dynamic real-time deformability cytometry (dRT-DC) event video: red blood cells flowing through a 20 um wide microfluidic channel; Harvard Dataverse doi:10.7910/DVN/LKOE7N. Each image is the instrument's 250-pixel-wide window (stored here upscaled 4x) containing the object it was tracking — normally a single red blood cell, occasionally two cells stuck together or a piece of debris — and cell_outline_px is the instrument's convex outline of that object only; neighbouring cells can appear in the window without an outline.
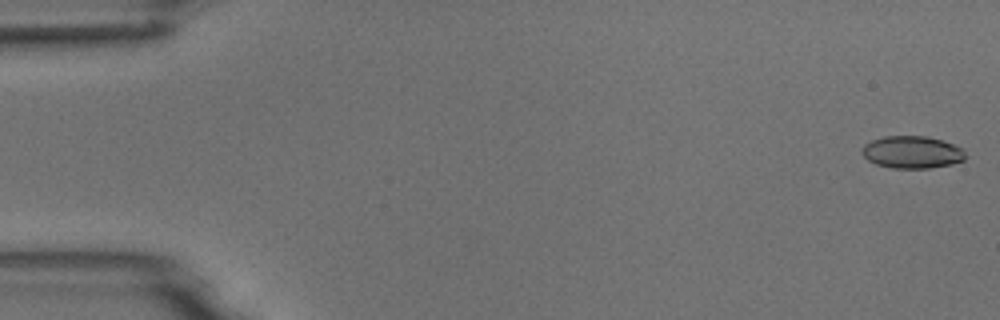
{"species": "common noctule bat (a hibernating species)", "species_latin": "Nyctalus noctula", "temperature_condition": "room temperature", "stored_images_in_passage": 6, "camera_frame_rate_fps": 3000, "um_per_image_px": 0.085, "animal": {"sex": "male", "body_mass_g": 18.8}, "frame": {"image": 1, "passage_image": 1, "time_ms": 0.0, "image_size_px": [1000, 320], "cell_outline_px": [[964, 160], [952, 164], [928, 168], [892, 168], [876, 164], [868, 160], [860, 152], [860, 148], [864, 144], [872, 140], [884, 136], [928, 136], [964, 148]], "centroid_in_image_um": [77.49, 12.93], "position_along_channel_um": 7.5, "area_um2": 19.54}}
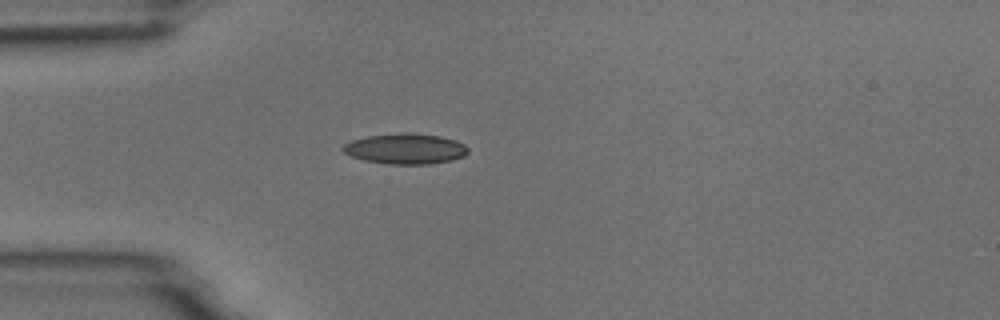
{"frame": {"image": 2, "passage_image": 5, "time_ms": 4.667, "image_size_px": [1000, 320], "cell_outline_px": [[468, 152], [464, 156], [452, 160], [432, 164], [388, 164], [364, 160], [352, 156], [344, 152], [340, 148], [344, 144], [352, 140], [368, 136], [400, 132], [404, 132], [440, 136], [456, 140], [464, 144], [468, 148]], "centroid_in_image_um": [34.47, 12.64], "position_along_channel_um": 50.5, "area_um2": 22.31}}